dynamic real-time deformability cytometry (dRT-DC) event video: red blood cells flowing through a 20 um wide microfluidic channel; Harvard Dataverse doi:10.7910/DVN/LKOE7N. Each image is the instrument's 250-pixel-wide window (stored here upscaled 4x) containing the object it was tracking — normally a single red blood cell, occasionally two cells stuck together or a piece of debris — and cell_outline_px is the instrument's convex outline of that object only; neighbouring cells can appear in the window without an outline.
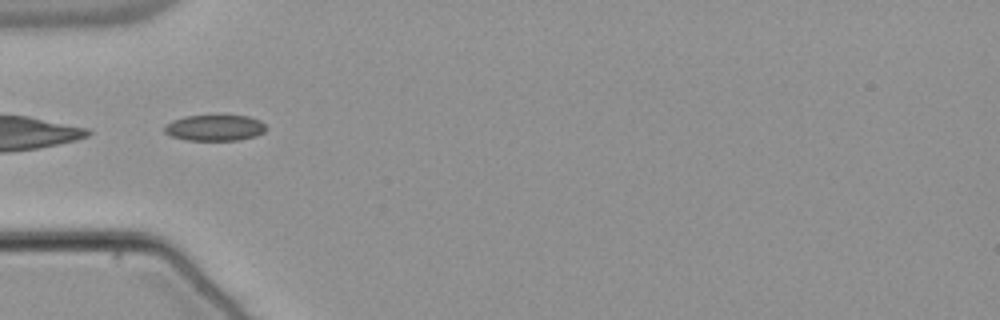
{"species": "common noctule bat (a hibernating species)", "species_latin": "Nyctalus noctula", "temperature_condition": "warm", "stored_images_in_passage": 50, "camera_frame_rate_fps": 3000, "um_per_image_px": 0.085, "animal": {"sex": "male", "body_mass_g": 21.5, "forearm_length_mm": 52.0}, "frame": {"image": 1, "passage_image": 14, "time_ms": 4.333, "image_size_px": [1000, 320], "cell_outline_px": [[268, 128], [264, 132], [256, 136], [236, 140], [188, 140], [172, 136], [164, 132], [164, 124], [172, 120], [184, 116], [248, 116], [260, 120]], "centroid_in_image_um": [18.25, 10.86], "position_along_channel_um": 66.7, "area_um2": 15.37}}
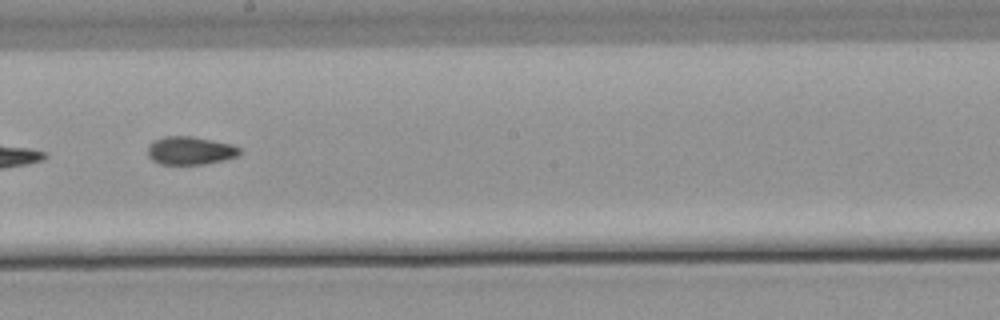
{"frame": {"image": 2, "passage_image": 27, "time_ms": 8.667, "image_size_px": [1000, 320], "cell_outline_px": [[240, 152], [236, 156], [224, 160], [204, 164], [160, 164], [152, 160], [148, 156], [148, 148], [156, 140], [164, 136], [192, 136], [232, 144], [240, 148]], "centroid_in_image_um": [16.17, 12.8], "position_along_channel_um": 232.0, "area_um2": 14.91}}
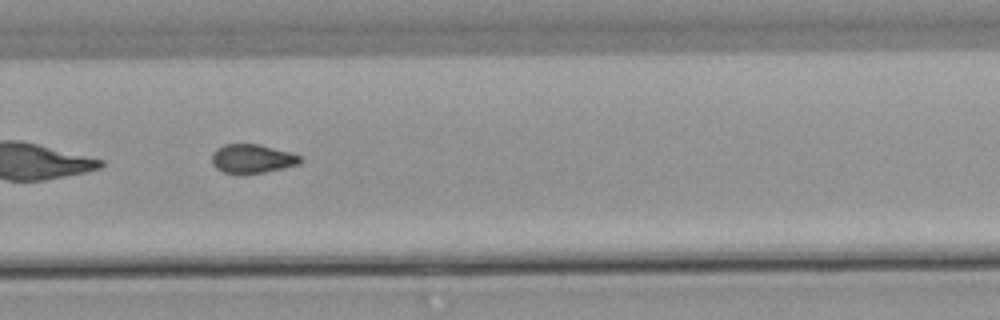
{"frame": {"image": 3, "passage_image": 33, "time_ms": 10.667, "image_size_px": [1000, 320], "cell_outline_px": [[300, 164], [284, 168], [264, 172], [224, 172], [216, 168], [212, 164], [212, 152], [216, 148], [224, 144], [260, 144], [292, 152], [300, 156]], "centroid_in_image_um": [21.44, 13.46], "position_along_channel_um": 308.4, "area_um2": 14.74}, "authors_computed_cell_mechanics": {"area_um2": 15.3748, "velocity_mm_per_s": 3.8334, "shape_relaxation_time_tau1_ms": null, "shape_relaxation_time_tau2_ms": 6.9284, "deformation_change_tau1": null, "deformation_change_tau2": 0.1114}}